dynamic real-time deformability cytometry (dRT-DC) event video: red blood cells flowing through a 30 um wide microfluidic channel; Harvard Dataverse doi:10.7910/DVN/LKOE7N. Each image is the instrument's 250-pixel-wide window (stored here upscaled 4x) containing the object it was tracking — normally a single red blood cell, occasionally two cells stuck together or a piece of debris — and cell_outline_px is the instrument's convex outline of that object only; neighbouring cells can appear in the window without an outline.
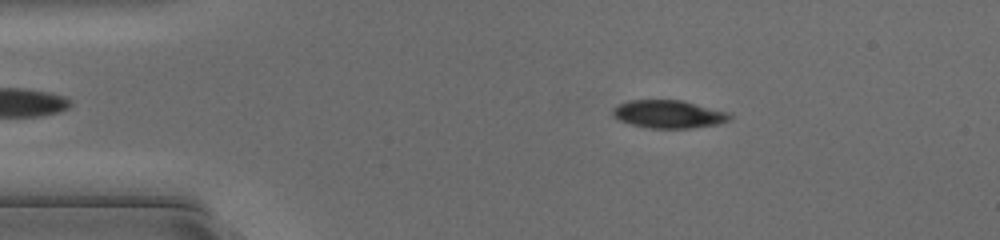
{"species": "common noctule bat (a hibernating species)", "species_latin": "Nyctalus noctula", "temperature_condition": "cold", "stored_images_in_passage": 41, "camera_frame_rate_fps": 3000, "um_per_image_px": 0.085, "animal": {"sex": "female", "body_mass_g": 17.0, "forearm_length_mm": 48.0}, "frame": {"image": 1, "passage_image": 8, "time_ms": 2.333, "image_size_px": [1000, 240], "cell_outline_px": [[732, 120], [716, 124], [692, 128], [648, 128], [632, 124], [620, 120], [612, 116], [612, 108], [628, 100], [684, 100], [728, 112], [732, 116]], "centroid_in_image_um": [56.85, 9.7], "position_along_channel_um": 28.2, "area_um2": 19.13}}
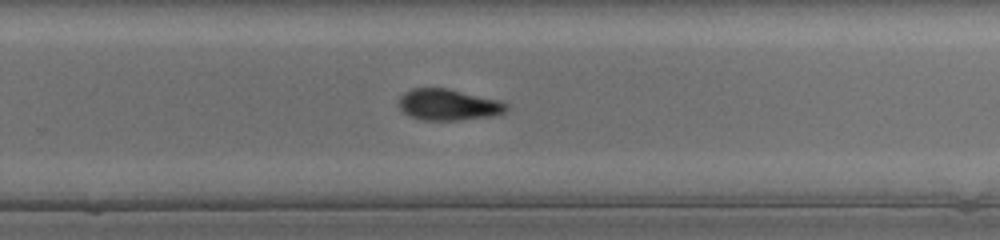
{"frame": {"image": 2, "passage_image": 31, "time_ms": 10.0, "image_size_px": [1000, 240], "cell_outline_px": [[508, 108], [504, 112], [492, 116], [460, 120], [424, 120], [408, 116], [400, 108], [400, 96], [404, 92], [412, 88], [448, 88], [496, 100], [508, 104]], "centroid_in_image_um": [38.08, 8.9], "position_along_channel_um": 291.7, "area_um2": 19.42}}
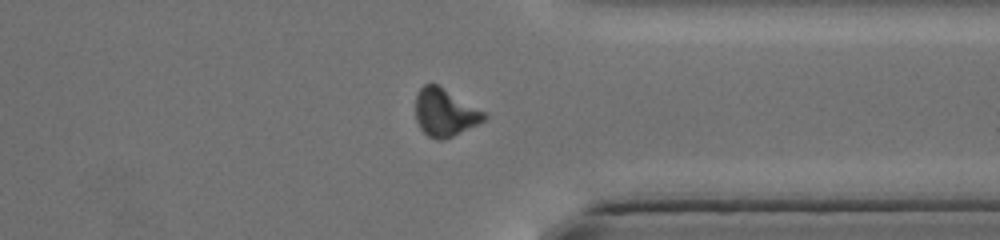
{"frame": {"image": 3, "passage_image": 37, "time_ms": 12.0, "image_size_px": [1000, 240], "cell_outline_px": [[488, 116], [480, 124], [444, 140], [436, 140], [428, 136], [420, 128], [416, 120], [416, 96], [420, 88], [424, 84], [436, 84], [484, 112]], "centroid_in_image_um": [37.8, 9.6], "position_along_channel_um": 373.6, "area_um2": 18.84}}